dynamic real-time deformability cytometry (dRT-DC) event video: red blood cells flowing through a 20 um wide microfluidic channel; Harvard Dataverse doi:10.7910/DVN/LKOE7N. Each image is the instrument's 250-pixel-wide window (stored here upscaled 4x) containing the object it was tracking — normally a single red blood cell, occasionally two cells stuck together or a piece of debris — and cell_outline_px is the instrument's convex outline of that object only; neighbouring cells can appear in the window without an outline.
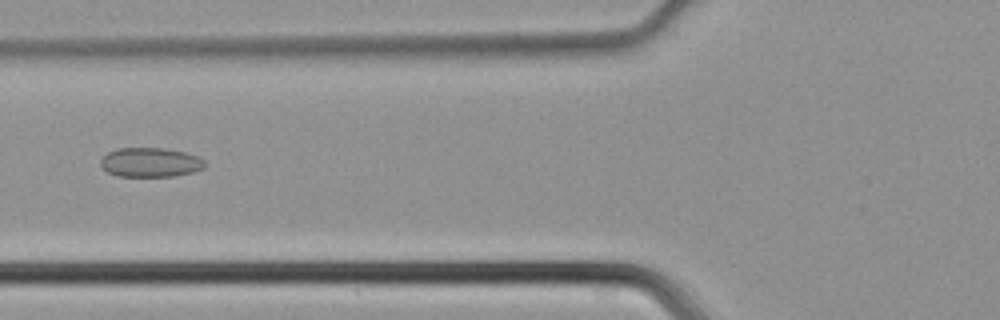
{"species": "common noctule bat (a hibernating species)", "species_latin": "Nyctalus noctula", "temperature_condition": "cold", "stored_images_in_passage": 43, "camera_frame_rate_fps": 3000, "um_per_image_px": 0.085, "animal": {"sex": "male", "body_mass_g": 21.5, "forearm_length_mm": 52.0}, "frame": {"image": 1, "passage_image": 15, "time_ms": 4.667, "image_size_px": [1000, 320], "cell_outline_px": [[204, 168], [192, 172], [176, 176], [116, 176], [108, 172], [100, 164], [100, 160], [108, 152], [116, 148], [164, 148], [184, 152], [200, 156], [204, 160]], "centroid_in_image_um": [12.79, 13.79], "position_along_channel_um": 113.0, "area_um2": 17.86}}
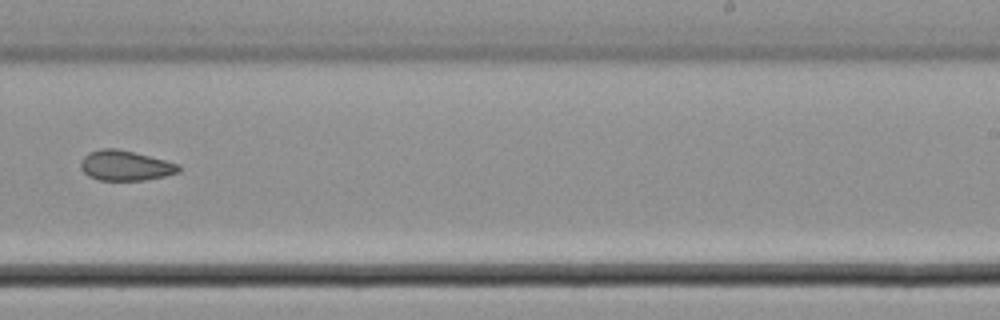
{"frame": {"image": 2, "passage_image": 26, "time_ms": 8.333, "image_size_px": [1000, 320], "cell_outline_px": [[180, 172], [164, 176], [144, 180], [100, 180], [88, 176], [80, 168], [80, 164], [84, 156], [88, 152], [100, 148], [116, 148], [180, 164]], "centroid_in_image_um": [10.63, 14.07], "position_along_channel_um": 278.4, "area_um2": 17.11}}
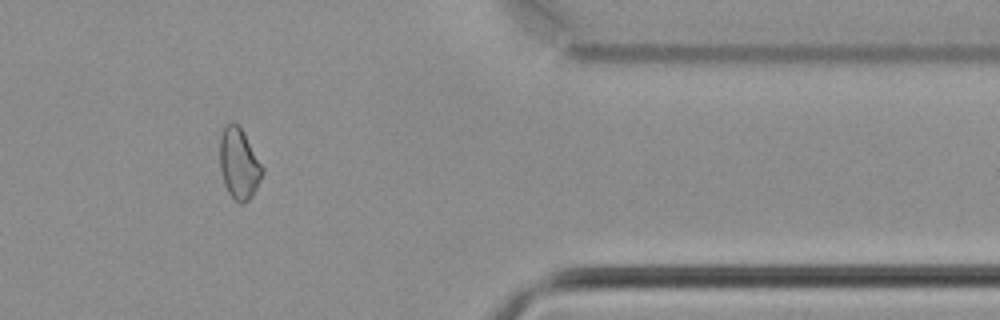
{"frame": {"image": 3, "passage_image": 35, "time_ms": 11.333, "image_size_px": [1000, 320], "cell_outline_px": [[264, 172], [252, 196], [244, 204], [240, 204], [228, 192], [224, 184], [220, 172], [220, 136], [224, 124], [232, 120], [244, 132], [264, 168]], "centroid_in_image_um": [20.3, 13.89], "position_along_channel_um": 391.1, "area_um2": 17.74}}